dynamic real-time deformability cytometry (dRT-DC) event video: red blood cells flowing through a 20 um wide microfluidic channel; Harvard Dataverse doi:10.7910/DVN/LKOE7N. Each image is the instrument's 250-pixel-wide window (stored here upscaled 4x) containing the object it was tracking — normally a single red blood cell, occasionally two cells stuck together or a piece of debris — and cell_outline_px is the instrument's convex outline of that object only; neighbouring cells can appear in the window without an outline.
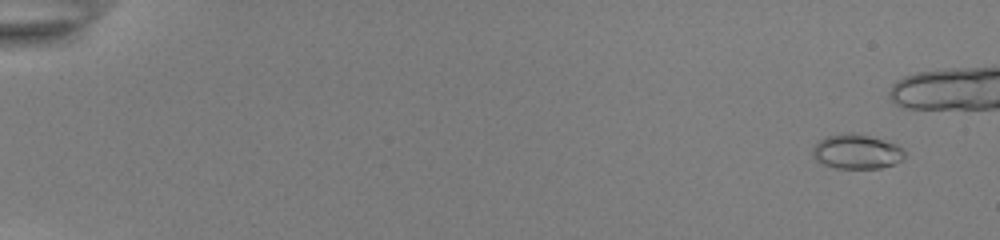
{"species": "common noctule bat (a hibernating species)", "species_latin": "Nyctalus noctula", "temperature_condition": "room temperature", "stored_images_in_passage": 46, "camera_frame_rate_fps": 3000, "um_per_image_px": 0.085, "animal": {"sex": "female", "body_mass_g": 22.0, "forearm_length_mm": 56.7}, "frame": {"image": 1, "passage_image": 4, "time_ms": 1.0, "image_size_px": [1000, 240], "cell_outline_px": [[904, 156], [900, 160], [892, 164], [880, 168], [836, 168], [824, 164], [816, 160], [812, 156], [812, 148], [820, 140], [828, 136], [840, 132], [856, 132], [896, 144], [904, 148]], "centroid_in_image_um": [72.79, 12.87], "position_along_channel_um": 12.2, "area_um2": 18.55}}
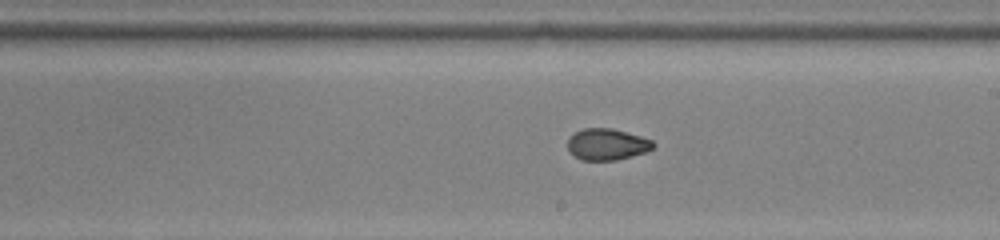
{"frame": {"image": 2, "passage_image": 34, "time_ms": 11.0, "image_size_px": [1000, 240], "cell_outline_px": [[656, 144], [652, 148], [644, 152], [632, 156], [616, 160], [580, 160], [568, 148], [568, 136], [584, 128], [612, 128], [640, 136], [652, 140]], "centroid_in_image_um": [51.59, 12.26], "position_along_channel_um": 237.4, "area_um2": 15.55}}
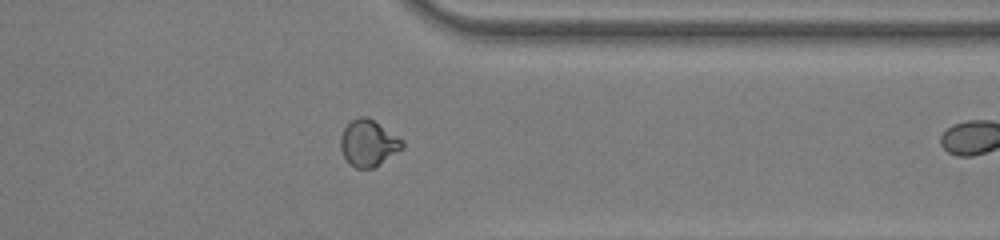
{"frame": {"image": 3, "passage_image": 45, "time_ms": 14.667, "image_size_px": [1000, 240], "cell_outline_px": [[404, 148], [372, 168], [356, 168], [344, 156], [340, 148], [340, 136], [344, 128], [352, 120], [360, 116], [368, 116], [404, 140]], "centroid_in_image_um": [31.32, 12.14], "position_along_channel_um": 380.1, "area_um2": 16.59}}